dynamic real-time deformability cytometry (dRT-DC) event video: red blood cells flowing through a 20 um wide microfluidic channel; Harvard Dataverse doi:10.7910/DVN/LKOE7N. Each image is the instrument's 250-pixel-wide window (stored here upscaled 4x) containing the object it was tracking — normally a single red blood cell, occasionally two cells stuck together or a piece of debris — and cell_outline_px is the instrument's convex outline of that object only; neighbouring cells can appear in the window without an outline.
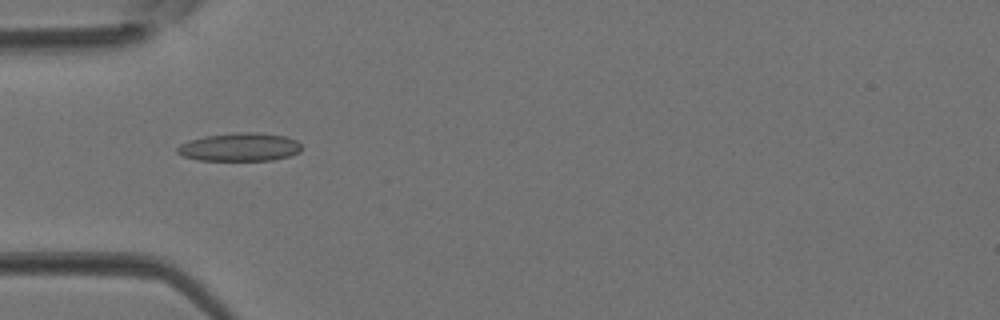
{"species": "Egyptian fruit bat (a non-hibernating species)", "species_latin": "Rousettus aegyptiacus", "temperature_condition": "room temperature", "stored_images_in_passage": 4, "camera_frame_rate_fps": 3000, "um_per_image_px": 0.085, "animal": {"sex": "female"}, "frame": {"image": 1, "passage_image": 3, "time_ms": 0.667, "image_size_px": [1000, 320], "cell_outline_px": [[300, 152], [288, 156], [272, 160], [196, 160], [184, 156], [176, 152], [176, 148], [180, 144], [204, 136], [236, 132], [256, 132], [284, 136], [296, 140], [300, 144]], "centroid_in_image_um": [20.36, 12.5], "position_along_channel_um": 64.6, "area_um2": 20.35}}
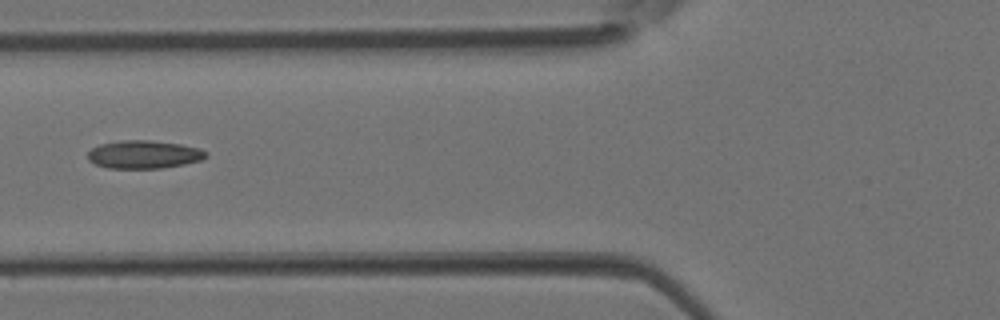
{"frame": {"image": 2, "passage_image": 4, "time_ms": 1.0, "image_size_px": [1000, 320], "cell_outline_px": [[208, 156], [200, 160], [184, 164], [160, 168], [108, 168], [96, 164], [88, 160], [88, 152], [92, 148], [100, 144], [120, 140], [148, 140], [180, 144], [200, 148], [208, 152]], "centroid_in_image_um": [12.24, 13.12], "position_along_channel_um": 113.6, "area_um2": 19.31}}